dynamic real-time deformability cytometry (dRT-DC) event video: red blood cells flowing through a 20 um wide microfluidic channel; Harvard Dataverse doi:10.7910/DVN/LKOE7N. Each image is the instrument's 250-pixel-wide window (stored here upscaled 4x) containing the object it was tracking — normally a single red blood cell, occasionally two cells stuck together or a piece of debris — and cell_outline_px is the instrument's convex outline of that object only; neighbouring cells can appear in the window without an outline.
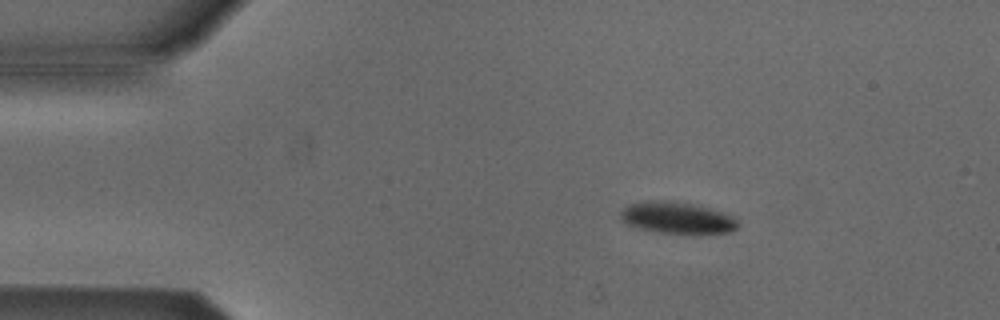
{"species": "Egyptian fruit bat (a non-hibernating species)", "species_latin": "Rousettus aegyptiacus", "temperature_condition": "cold", "stored_images_in_passage": 6, "camera_frame_rate_fps": 3000, "um_per_image_px": 0.085, "animal": {"sex": "male"}, "frame": {"image": 1, "passage_image": 3, "time_ms": 2.667, "image_size_px": [1000, 320], "cell_outline_px": [[740, 224], [736, 228], [728, 232], [692, 236], [656, 232], [640, 228], [628, 224], [620, 220], [620, 212], [628, 204], [652, 200], [688, 204], [708, 208], [732, 216]], "centroid_in_image_um": [57.55, 18.57], "position_along_channel_um": 27.4, "area_um2": 21.73}}
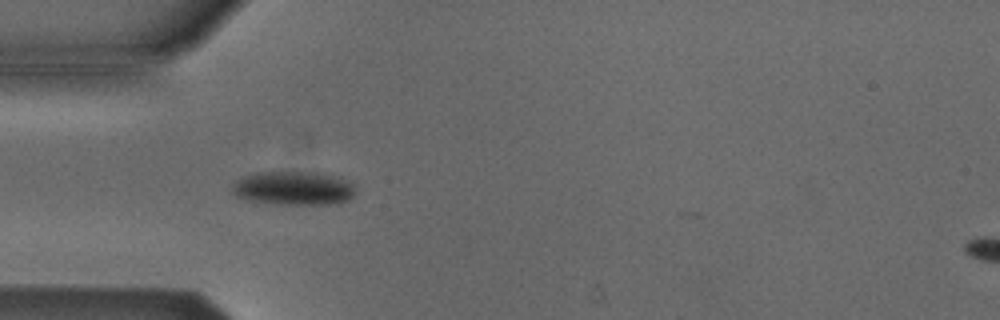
{"frame": {"image": 2, "passage_image": 5, "time_ms": 5.0, "image_size_px": [1000, 320], "cell_outline_px": [[356, 192], [348, 200], [336, 204], [276, 204], [248, 200], [236, 196], [232, 192], [232, 184], [236, 180], [244, 176], [260, 172], [316, 172], [332, 176], [344, 180], [352, 184]], "centroid_in_image_um": [24.92, 16.01], "position_along_channel_um": 60.1, "area_um2": 24.16}}
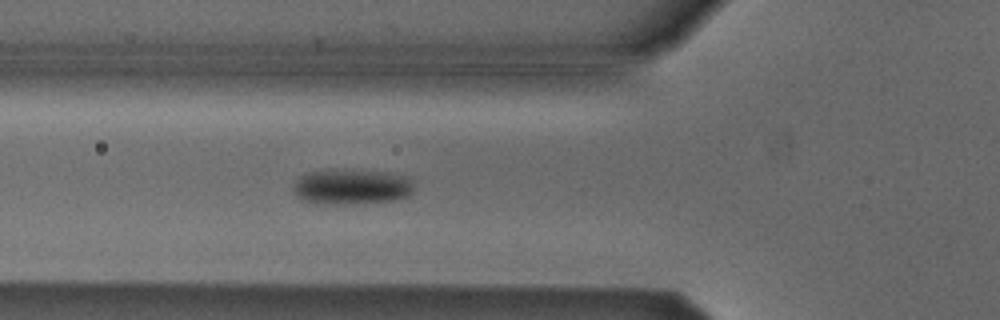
{"frame": {"image": 3, "passage_image": 6, "time_ms": 6.0, "image_size_px": [1000, 320], "cell_outline_px": [[412, 192], [408, 196], [396, 200], [332, 204], [316, 204], [300, 200], [296, 196], [292, 188], [296, 180], [300, 176], [308, 172], [328, 168], [388, 172], [408, 176], [412, 180]], "centroid_in_image_um": [29.84, 15.85], "position_along_channel_um": 96.0, "area_um2": 25.32}}